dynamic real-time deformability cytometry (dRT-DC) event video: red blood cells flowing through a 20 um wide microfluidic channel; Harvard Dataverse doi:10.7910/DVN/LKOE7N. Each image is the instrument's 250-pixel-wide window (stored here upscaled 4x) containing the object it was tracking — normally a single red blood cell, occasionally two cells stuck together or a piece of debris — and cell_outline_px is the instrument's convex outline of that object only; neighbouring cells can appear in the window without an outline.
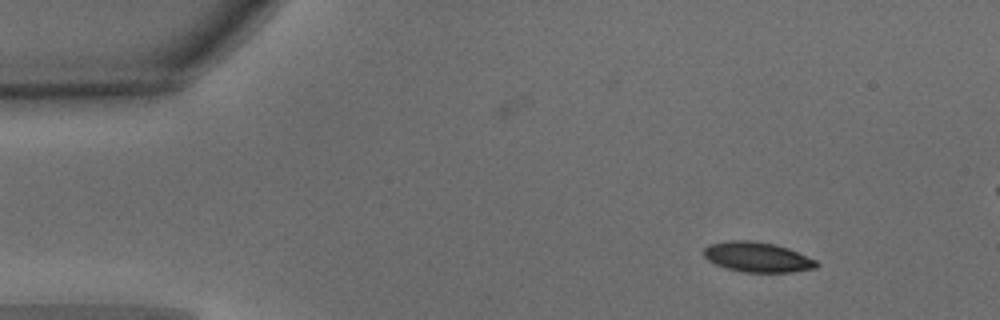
{"species": "common noctule bat (a hibernating species)", "species_latin": "Nyctalus noctula", "temperature_condition": "warm", "stored_images_in_passage": 47, "camera_frame_rate_fps": 3000, "um_per_image_px": 0.085, "animal": {"sex": "male", "body_mass_g": 15.6}, "frame": {"image": 1, "passage_image": 1, "time_ms": 0.0, "image_size_px": [1000, 320], "cell_outline_px": [[820, 264], [816, 268], [792, 272], [744, 272], [728, 268], [716, 264], [708, 260], [704, 256], [704, 248], [708, 244], [728, 240], [752, 240], [776, 244], [788, 248], [816, 260]], "centroid_in_image_um": [64.38, 21.84], "position_along_channel_um": 20.6, "area_um2": 19.77}}
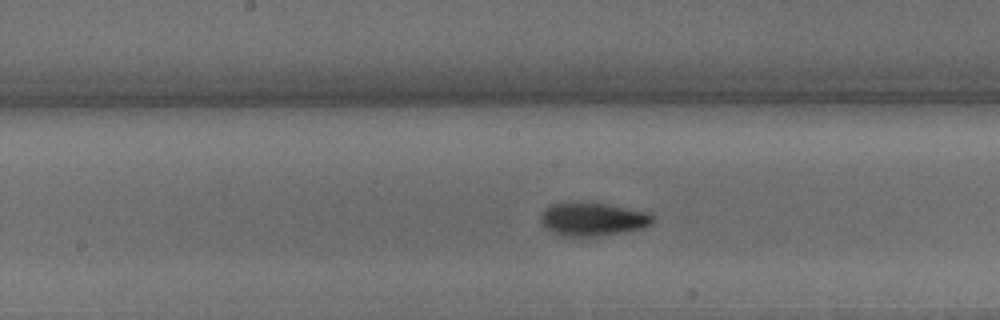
{"frame": {"image": 2, "passage_image": 21, "time_ms": 6.667, "image_size_px": [1000, 320], "cell_outline_px": [[652, 224], [640, 228], [600, 236], [556, 236], [540, 220], [540, 216], [544, 208], [552, 204], [604, 204], [648, 212], [652, 216]], "centroid_in_image_um": [50.35, 18.66], "position_along_channel_um": 197.9, "area_um2": 21.04}}
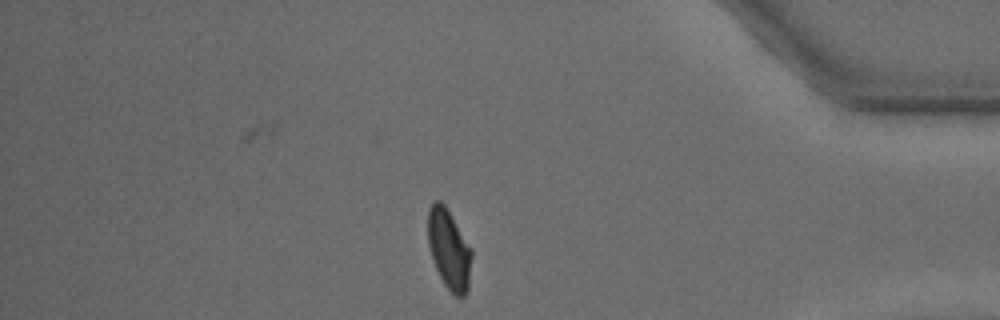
{"frame": {"image": 3, "passage_image": 39, "time_ms": 12.667, "image_size_px": [1000, 320], "cell_outline_px": [[472, 256], [468, 292], [460, 300], [444, 284], [436, 268], [428, 244], [428, 208], [436, 200], [440, 200], [444, 204], [472, 248]], "centroid_in_image_um": [38.19, 21.22], "position_along_channel_um": 397.0, "area_um2": 20.4}, "authors_computed_cell_mechanics": {"area_um2": 20.519, "velocity_mm_per_s": 3.8786, "shape_relaxation_time_tau1_ms": 3.4733, "shape_relaxation_time_tau2_ms": 1.9089, "deformation_change_tau1": 0.1414, "deformation_change_tau2": 0.0542}}